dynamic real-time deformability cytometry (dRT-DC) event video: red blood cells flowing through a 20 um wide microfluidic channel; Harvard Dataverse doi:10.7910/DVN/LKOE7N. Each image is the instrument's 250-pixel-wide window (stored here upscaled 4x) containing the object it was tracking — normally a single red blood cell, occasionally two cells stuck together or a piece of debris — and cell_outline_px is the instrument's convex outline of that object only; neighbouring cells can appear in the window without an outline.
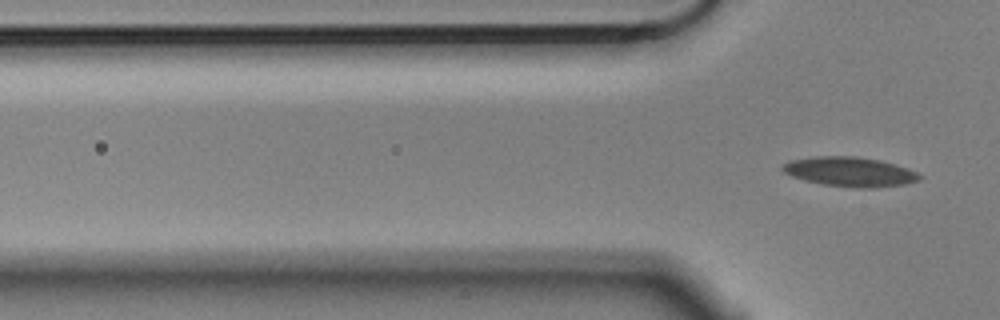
{"species": "Egyptian fruit bat (a non-hibernating species)", "species_latin": "Rousettus aegyptiacus", "temperature_condition": "cold", "stored_images_in_passage": 5, "segment_of_instrument_passage": [2, 2], "camera_frame_rate_fps": 3000, "um_per_image_px": 0.085, "animal": {"sex": "male"}, "frame": {"image": 1, "passage_image": 5, "time_ms": 1.333, "image_size_px": [1000, 320], "cell_outline_px": [[924, 176], [920, 180], [904, 184], [872, 188], [856, 188], [824, 184], [804, 180], [792, 176], [784, 172], [780, 168], [780, 164], [788, 160], [812, 156], [856, 156], [880, 160], [896, 164], [908, 168]], "centroid_in_image_um": [72.22, 14.59], "position_along_channel_um": 53.6, "area_um2": 23.87}}